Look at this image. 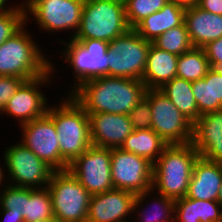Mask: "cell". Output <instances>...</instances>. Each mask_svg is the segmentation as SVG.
<instances>
[{
  "label": "cell",
  "instance_id": "cell-1",
  "mask_svg": "<svg viewBox=\"0 0 222 222\" xmlns=\"http://www.w3.org/2000/svg\"><path fill=\"white\" fill-rule=\"evenodd\" d=\"M146 90L139 79L102 76L80 84L71 96L87 114L128 115L144 98Z\"/></svg>",
  "mask_w": 222,
  "mask_h": 222
},
{
  "label": "cell",
  "instance_id": "cell-2",
  "mask_svg": "<svg viewBox=\"0 0 222 222\" xmlns=\"http://www.w3.org/2000/svg\"><path fill=\"white\" fill-rule=\"evenodd\" d=\"M199 156L192 143L168 145L153 164L152 190L173 200L185 197Z\"/></svg>",
  "mask_w": 222,
  "mask_h": 222
},
{
  "label": "cell",
  "instance_id": "cell-3",
  "mask_svg": "<svg viewBox=\"0 0 222 222\" xmlns=\"http://www.w3.org/2000/svg\"><path fill=\"white\" fill-rule=\"evenodd\" d=\"M62 99L60 105H50L47 114L55 123L60 155L70 164L92 145L90 124L88 114L71 94Z\"/></svg>",
  "mask_w": 222,
  "mask_h": 222
},
{
  "label": "cell",
  "instance_id": "cell-4",
  "mask_svg": "<svg viewBox=\"0 0 222 222\" xmlns=\"http://www.w3.org/2000/svg\"><path fill=\"white\" fill-rule=\"evenodd\" d=\"M25 27L0 45V76H15L28 81L51 69L52 62Z\"/></svg>",
  "mask_w": 222,
  "mask_h": 222
},
{
  "label": "cell",
  "instance_id": "cell-5",
  "mask_svg": "<svg viewBox=\"0 0 222 222\" xmlns=\"http://www.w3.org/2000/svg\"><path fill=\"white\" fill-rule=\"evenodd\" d=\"M130 29L123 0H85L80 26L73 39L110 42Z\"/></svg>",
  "mask_w": 222,
  "mask_h": 222
},
{
  "label": "cell",
  "instance_id": "cell-6",
  "mask_svg": "<svg viewBox=\"0 0 222 222\" xmlns=\"http://www.w3.org/2000/svg\"><path fill=\"white\" fill-rule=\"evenodd\" d=\"M59 222H86L91 194L69 170L54 171L47 186Z\"/></svg>",
  "mask_w": 222,
  "mask_h": 222
},
{
  "label": "cell",
  "instance_id": "cell-7",
  "mask_svg": "<svg viewBox=\"0 0 222 222\" xmlns=\"http://www.w3.org/2000/svg\"><path fill=\"white\" fill-rule=\"evenodd\" d=\"M151 43L134 29L110 41L108 76L142 80Z\"/></svg>",
  "mask_w": 222,
  "mask_h": 222
},
{
  "label": "cell",
  "instance_id": "cell-8",
  "mask_svg": "<svg viewBox=\"0 0 222 222\" xmlns=\"http://www.w3.org/2000/svg\"><path fill=\"white\" fill-rule=\"evenodd\" d=\"M84 1L24 0L26 25L32 19L31 15L43 31L55 33L69 30L72 35L70 38L73 39L80 26Z\"/></svg>",
  "mask_w": 222,
  "mask_h": 222
},
{
  "label": "cell",
  "instance_id": "cell-9",
  "mask_svg": "<svg viewBox=\"0 0 222 222\" xmlns=\"http://www.w3.org/2000/svg\"><path fill=\"white\" fill-rule=\"evenodd\" d=\"M152 113L151 129L168 145L189 144L193 138V123L159 89H147L145 96Z\"/></svg>",
  "mask_w": 222,
  "mask_h": 222
},
{
  "label": "cell",
  "instance_id": "cell-10",
  "mask_svg": "<svg viewBox=\"0 0 222 222\" xmlns=\"http://www.w3.org/2000/svg\"><path fill=\"white\" fill-rule=\"evenodd\" d=\"M3 157L7 167L6 179L13 186L33 189L47 187L55 171L21 142L7 147Z\"/></svg>",
  "mask_w": 222,
  "mask_h": 222
},
{
  "label": "cell",
  "instance_id": "cell-11",
  "mask_svg": "<svg viewBox=\"0 0 222 222\" xmlns=\"http://www.w3.org/2000/svg\"><path fill=\"white\" fill-rule=\"evenodd\" d=\"M67 170L91 195L114 189L111 178V148L91 145L69 164Z\"/></svg>",
  "mask_w": 222,
  "mask_h": 222
},
{
  "label": "cell",
  "instance_id": "cell-12",
  "mask_svg": "<svg viewBox=\"0 0 222 222\" xmlns=\"http://www.w3.org/2000/svg\"><path fill=\"white\" fill-rule=\"evenodd\" d=\"M153 164L146 158L111 148V178L114 189L139 194L152 189Z\"/></svg>",
  "mask_w": 222,
  "mask_h": 222
},
{
  "label": "cell",
  "instance_id": "cell-13",
  "mask_svg": "<svg viewBox=\"0 0 222 222\" xmlns=\"http://www.w3.org/2000/svg\"><path fill=\"white\" fill-rule=\"evenodd\" d=\"M20 126L21 143L55 171L68 169L69 164L60 155L55 123L47 113Z\"/></svg>",
  "mask_w": 222,
  "mask_h": 222
},
{
  "label": "cell",
  "instance_id": "cell-14",
  "mask_svg": "<svg viewBox=\"0 0 222 222\" xmlns=\"http://www.w3.org/2000/svg\"><path fill=\"white\" fill-rule=\"evenodd\" d=\"M53 66L54 64H51V69L44 75L25 81L9 99L1 113L16 118L20 122L19 125L44 116L49 106L47 97L41 92L40 87L51 83V74L55 71Z\"/></svg>",
  "mask_w": 222,
  "mask_h": 222
},
{
  "label": "cell",
  "instance_id": "cell-15",
  "mask_svg": "<svg viewBox=\"0 0 222 222\" xmlns=\"http://www.w3.org/2000/svg\"><path fill=\"white\" fill-rule=\"evenodd\" d=\"M136 196L137 194L120 189L93 194L86 222H132L127 216L130 218L134 212Z\"/></svg>",
  "mask_w": 222,
  "mask_h": 222
},
{
  "label": "cell",
  "instance_id": "cell-16",
  "mask_svg": "<svg viewBox=\"0 0 222 222\" xmlns=\"http://www.w3.org/2000/svg\"><path fill=\"white\" fill-rule=\"evenodd\" d=\"M92 145L104 148H120L134 131L129 115L92 113L88 114Z\"/></svg>",
  "mask_w": 222,
  "mask_h": 222
},
{
  "label": "cell",
  "instance_id": "cell-17",
  "mask_svg": "<svg viewBox=\"0 0 222 222\" xmlns=\"http://www.w3.org/2000/svg\"><path fill=\"white\" fill-rule=\"evenodd\" d=\"M192 144L200 157L222 164V109L199 117L193 124Z\"/></svg>",
  "mask_w": 222,
  "mask_h": 222
},
{
  "label": "cell",
  "instance_id": "cell-18",
  "mask_svg": "<svg viewBox=\"0 0 222 222\" xmlns=\"http://www.w3.org/2000/svg\"><path fill=\"white\" fill-rule=\"evenodd\" d=\"M222 188V164L198 157L193 167L185 197L197 200L217 201Z\"/></svg>",
  "mask_w": 222,
  "mask_h": 222
},
{
  "label": "cell",
  "instance_id": "cell-19",
  "mask_svg": "<svg viewBox=\"0 0 222 222\" xmlns=\"http://www.w3.org/2000/svg\"><path fill=\"white\" fill-rule=\"evenodd\" d=\"M185 24L193 47L203 48L222 37V15H216L197 5L185 9Z\"/></svg>",
  "mask_w": 222,
  "mask_h": 222
},
{
  "label": "cell",
  "instance_id": "cell-20",
  "mask_svg": "<svg viewBox=\"0 0 222 222\" xmlns=\"http://www.w3.org/2000/svg\"><path fill=\"white\" fill-rule=\"evenodd\" d=\"M178 55L151 43L142 81L147 89H159L176 77Z\"/></svg>",
  "mask_w": 222,
  "mask_h": 222
},
{
  "label": "cell",
  "instance_id": "cell-21",
  "mask_svg": "<svg viewBox=\"0 0 222 222\" xmlns=\"http://www.w3.org/2000/svg\"><path fill=\"white\" fill-rule=\"evenodd\" d=\"M185 21V9L167 2L164 7L143 19L134 30L145 40L154 42L164 32L182 25Z\"/></svg>",
  "mask_w": 222,
  "mask_h": 222
},
{
  "label": "cell",
  "instance_id": "cell-22",
  "mask_svg": "<svg viewBox=\"0 0 222 222\" xmlns=\"http://www.w3.org/2000/svg\"><path fill=\"white\" fill-rule=\"evenodd\" d=\"M200 115L222 109V69L210 68L207 74L192 82Z\"/></svg>",
  "mask_w": 222,
  "mask_h": 222
},
{
  "label": "cell",
  "instance_id": "cell-23",
  "mask_svg": "<svg viewBox=\"0 0 222 222\" xmlns=\"http://www.w3.org/2000/svg\"><path fill=\"white\" fill-rule=\"evenodd\" d=\"M222 207L217 201L183 197L175 200L174 222H219Z\"/></svg>",
  "mask_w": 222,
  "mask_h": 222
},
{
  "label": "cell",
  "instance_id": "cell-24",
  "mask_svg": "<svg viewBox=\"0 0 222 222\" xmlns=\"http://www.w3.org/2000/svg\"><path fill=\"white\" fill-rule=\"evenodd\" d=\"M168 144L151 128L135 130L124 140L120 149L146 158L154 164Z\"/></svg>",
  "mask_w": 222,
  "mask_h": 222
},
{
  "label": "cell",
  "instance_id": "cell-25",
  "mask_svg": "<svg viewBox=\"0 0 222 222\" xmlns=\"http://www.w3.org/2000/svg\"><path fill=\"white\" fill-rule=\"evenodd\" d=\"M151 192H152V195H156V196L153 197L152 199L154 201H152V203L149 204L151 205L152 208L149 206H145L144 208L145 210H146V207L147 209H150V210L145 211L143 209L144 207L143 203H146L145 199L148 198ZM154 192H155L154 190L150 189L148 191L137 194L133 211L136 212L135 214L138 217L136 218L134 222L136 221L137 222H174L175 200L165 197L164 195L159 194V193L156 194V192L155 193Z\"/></svg>",
  "mask_w": 222,
  "mask_h": 222
},
{
  "label": "cell",
  "instance_id": "cell-26",
  "mask_svg": "<svg viewBox=\"0 0 222 222\" xmlns=\"http://www.w3.org/2000/svg\"><path fill=\"white\" fill-rule=\"evenodd\" d=\"M159 90L167 96L180 112L193 124L201 116L192 91V82L174 77L166 82Z\"/></svg>",
  "mask_w": 222,
  "mask_h": 222
},
{
  "label": "cell",
  "instance_id": "cell-27",
  "mask_svg": "<svg viewBox=\"0 0 222 222\" xmlns=\"http://www.w3.org/2000/svg\"><path fill=\"white\" fill-rule=\"evenodd\" d=\"M69 39L68 42L61 40V44L65 45L64 52H62L64 55L61 57L68 62V65L73 69V76H75V84L73 82L71 94L80 84L90 80V53L79 41Z\"/></svg>",
  "mask_w": 222,
  "mask_h": 222
},
{
  "label": "cell",
  "instance_id": "cell-28",
  "mask_svg": "<svg viewBox=\"0 0 222 222\" xmlns=\"http://www.w3.org/2000/svg\"><path fill=\"white\" fill-rule=\"evenodd\" d=\"M52 217V198L48 188H25L24 222H37Z\"/></svg>",
  "mask_w": 222,
  "mask_h": 222
},
{
  "label": "cell",
  "instance_id": "cell-29",
  "mask_svg": "<svg viewBox=\"0 0 222 222\" xmlns=\"http://www.w3.org/2000/svg\"><path fill=\"white\" fill-rule=\"evenodd\" d=\"M210 68L203 48L193 47L178 56L176 77L191 82L197 81L202 79Z\"/></svg>",
  "mask_w": 222,
  "mask_h": 222
},
{
  "label": "cell",
  "instance_id": "cell-30",
  "mask_svg": "<svg viewBox=\"0 0 222 222\" xmlns=\"http://www.w3.org/2000/svg\"><path fill=\"white\" fill-rule=\"evenodd\" d=\"M152 43L159 49L178 56L193 48L185 22L164 32Z\"/></svg>",
  "mask_w": 222,
  "mask_h": 222
},
{
  "label": "cell",
  "instance_id": "cell-31",
  "mask_svg": "<svg viewBox=\"0 0 222 222\" xmlns=\"http://www.w3.org/2000/svg\"><path fill=\"white\" fill-rule=\"evenodd\" d=\"M79 41L90 53V80L108 76L107 50L109 42L87 39Z\"/></svg>",
  "mask_w": 222,
  "mask_h": 222
},
{
  "label": "cell",
  "instance_id": "cell-32",
  "mask_svg": "<svg viewBox=\"0 0 222 222\" xmlns=\"http://www.w3.org/2000/svg\"><path fill=\"white\" fill-rule=\"evenodd\" d=\"M125 14L131 29H134L147 16L161 10L168 0H123Z\"/></svg>",
  "mask_w": 222,
  "mask_h": 222
},
{
  "label": "cell",
  "instance_id": "cell-33",
  "mask_svg": "<svg viewBox=\"0 0 222 222\" xmlns=\"http://www.w3.org/2000/svg\"><path fill=\"white\" fill-rule=\"evenodd\" d=\"M15 8L0 11V45L11 38L26 24L23 2Z\"/></svg>",
  "mask_w": 222,
  "mask_h": 222
},
{
  "label": "cell",
  "instance_id": "cell-34",
  "mask_svg": "<svg viewBox=\"0 0 222 222\" xmlns=\"http://www.w3.org/2000/svg\"><path fill=\"white\" fill-rule=\"evenodd\" d=\"M0 191V208L10 209L12 212L22 214L24 218L25 187H18L5 182Z\"/></svg>",
  "mask_w": 222,
  "mask_h": 222
},
{
  "label": "cell",
  "instance_id": "cell-35",
  "mask_svg": "<svg viewBox=\"0 0 222 222\" xmlns=\"http://www.w3.org/2000/svg\"><path fill=\"white\" fill-rule=\"evenodd\" d=\"M150 102L144 97L128 114L135 130L150 129L152 126V113Z\"/></svg>",
  "mask_w": 222,
  "mask_h": 222
},
{
  "label": "cell",
  "instance_id": "cell-36",
  "mask_svg": "<svg viewBox=\"0 0 222 222\" xmlns=\"http://www.w3.org/2000/svg\"><path fill=\"white\" fill-rule=\"evenodd\" d=\"M25 81L15 76H0V114L9 99Z\"/></svg>",
  "mask_w": 222,
  "mask_h": 222
},
{
  "label": "cell",
  "instance_id": "cell-37",
  "mask_svg": "<svg viewBox=\"0 0 222 222\" xmlns=\"http://www.w3.org/2000/svg\"><path fill=\"white\" fill-rule=\"evenodd\" d=\"M203 50L209 61L210 67L222 69V37L207 43Z\"/></svg>",
  "mask_w": 222,
  "mask_h": 222
},
{
  "label": "cell",
  "instance_id": "cell-38",
  "mask_svg": "<svg viewBox=\"0 0 222 222\" xmlns=\"http://www.w3.org/2000/svg\"><path fill=\"white\" fill-rule=\"evenodd\" d=\"M196 5L205 11L222 15V0H197Z\"/></svg>",
  "mask_w": 222,
  "mask_h": 222
},
{
  "label": "cell",
  "instance_id": "cell-39",
  "mask_svg": "<svg viewBox=\"0 0 222 222\" xmlns=\"http://www.w3.org/2000/svg\"><path fill=\"white\" fill-rule=\"evenodd\" d=\"M0 209H1L0 214L2 215L1 218L4 219L3 220L4 222H24L22 214L12 212L10 209H3V208Z\"/></svg>",
  "mask_w": 222,
  "mask_h": 222
},
{
  "label": "cell",
  "instance_id": "cell-40",
  "mask_svg": "<svg viewBox=\"0 0 222 222\" xmlns=\"http://www.w3.org/2000/svg\"><path fill=\"white\" fill-rule=\"evenodd\" d=\"M168 1L184 8V9L195 6L197 3V0H168Z\"/></svg>",
  "mask_w": 222,
  "mask_h": 222
},
{
  "label": "cell",
  "instance_id": "cell-41",
  "mask_svg": "<svg viewBox=\"0 0 222 222\" xmlns=\"http://www.w3.org/2000/svg\"><path fill=\"white\" fill-rule=\"evenodd\" d=\"M6 2H7V0H0V11H3V10H8V9H12V8H15L16 6H11V7H9V5H8V7L6 8Z\"/></svg>",
  "mask_w": 222,
  "mask_h": 222
},
{
  "label": "cell",
  "instance_id": "cell-42",
  "mask_svg": "<svg viewBox=\"0 0 222 222\" xmlns=\"http://www.w3.org/2000/svg\"><path fill=\"white\" fill-rule=\"evenodd\" d=\"M5 176L6 175H4V169H2L1 166H0V185L2 184L1 187H3V183L2 182L3 181L5 182V180H6V179H4Z\"/></svg>",
  "mask_w": 222,
  "mask_h": 222
},
{
  "label": "cell",
  "instance_id": "cell-43",
  "mask_svg": "<svg viewBox=\"0 0 222 222\" xmlns=\"http://www.w3.org/2000/svg\"><path fill=\"white\" fill-rule=\"evenodd\" d=\"M217 202H218V203L221 205V207H222V188H221L220 191L218 192Z\"/></svg>",
  "mask_w": 222,
  "mask_h": 222
},
{
  "label": "cell",
  "instance_id": "cell-44",
  "mask_svg": "<svg viewBox=\"0 0 222 222\" xmlns=\"http://www.w3.org/2000/svg\"><path fill=\"white\" fill-rule=\"evenodd\" d=\"M37 222H59L55 217L49 218V219H45V220H40Z\"/></svg>",
  "mask_w": 222,
  "mask_h": 222
}]
</instances>
